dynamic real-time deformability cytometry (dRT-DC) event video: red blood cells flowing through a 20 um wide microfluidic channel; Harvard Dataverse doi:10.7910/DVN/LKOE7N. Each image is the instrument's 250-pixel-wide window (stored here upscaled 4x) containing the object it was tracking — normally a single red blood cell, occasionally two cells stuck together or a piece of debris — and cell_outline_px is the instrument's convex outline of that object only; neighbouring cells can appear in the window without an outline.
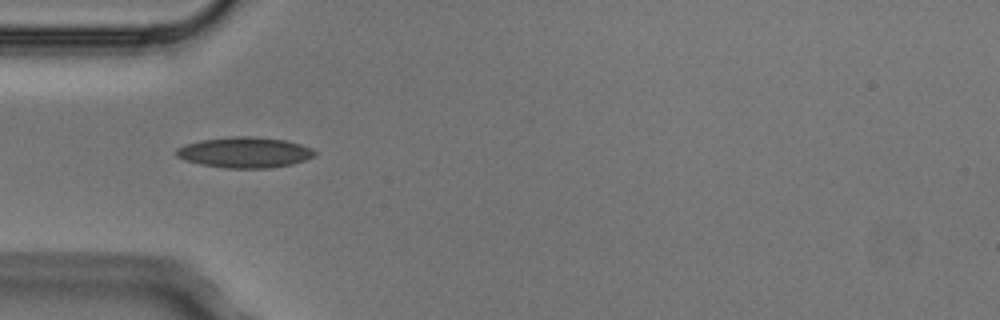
{"species": "Egyptian fruit bat (a non-hibernating species)", "species_latin": "Rousettus aegyptiacus", "temperature_condition": "cold", "stored_images_in_passage": 4, "camera_frame_rate_fps": 3000, "um_per_image_px": 0.085, "animal": {"sex": "male"}, "frame": {"image": 1, "passage_image": 3, "time_ms": 0.667, "image_size_px": [1000, 320], "cell_outline_px": [[316, 156], [292, 164], [268, 168], [224, 168], [200, 164], [184, 160], [176, 156], [176, 148], [184, 144], [200, 140], [232, 136], [252, 136], [284, 140], [300, 144], [312, 148], [316, 152]], "centroid_in_image_um": [20.78, 12.95], "position_along_channel_um": 64.2, "area_um2": 24.85}}
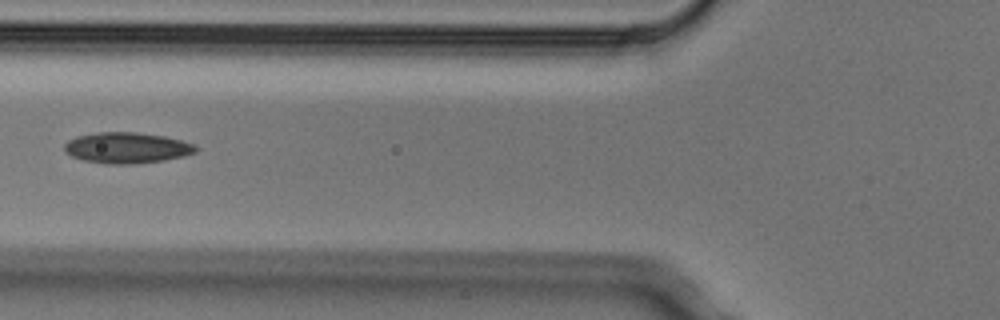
{"frame": {"image": 2, "passage_image": 4, "time_ms": 1.0, "image_size_px": [1000, 320], "cell_outline_px": [[200, 148], [196, 152], [184, 156], [164, 160], [132, 164], [108, 164], [84, 160], [72, 156], [64, 152], [64, 144], [68, 140], [76, 136], [96, 132], [136, 132], [164, 136], [196, 144]], "centroid_in_image_um": [10.79, 12.56], "position_along_channel_um": 115.0, "area_um2": 23.81}}